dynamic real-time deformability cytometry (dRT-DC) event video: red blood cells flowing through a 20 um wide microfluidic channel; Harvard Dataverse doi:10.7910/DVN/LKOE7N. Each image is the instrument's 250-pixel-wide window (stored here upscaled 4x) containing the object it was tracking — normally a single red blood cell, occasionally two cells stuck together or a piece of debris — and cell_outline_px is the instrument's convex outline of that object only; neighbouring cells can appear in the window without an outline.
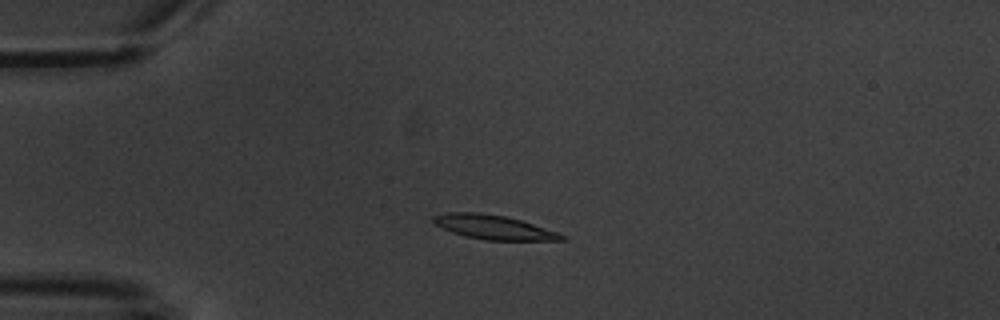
{"species": "common noctule bat (a hibernating species)", "species_latin": "Nyctalus noctula", "temperature_condition": "warm", "stored_images_in_passage": 5, "camera_frame_rate_fps": 3000, "um_per_image_px": 0.085, "animal": {"sex": "male", "body_mass_g": 20.1, "forearm_length_mm": 53.5}, "frame": {"image": 1, "passage_image": 4, "time_ms": 3.667, "image_size_px": [1000, 320], "cell_outline_px": [[568, 240], [484, 240], [464, 236], [452, 232], [432, 224], [432, 216], [448, 212], [480, 212], [504, 216], [520, 220], [568, 236]], "centroid_in_image_um": [41.91, 19.31], "position_along_channel_um": 43.1, "area_um2": 18.15}}